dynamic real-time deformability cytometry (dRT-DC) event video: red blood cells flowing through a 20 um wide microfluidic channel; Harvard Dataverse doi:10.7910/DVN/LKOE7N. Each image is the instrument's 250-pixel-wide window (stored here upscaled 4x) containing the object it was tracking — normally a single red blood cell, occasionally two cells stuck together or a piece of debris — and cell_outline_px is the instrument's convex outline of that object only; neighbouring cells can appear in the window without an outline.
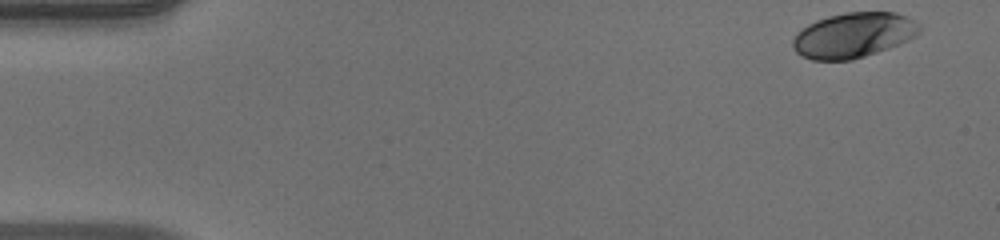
{"species": "human", "species_latin": "Homo sapiens", "temperature_condition": "warm", "stored_images_in_passage": 50, "camera_frame_rate_fps": 3000, "um_per_image_px": 0.085, "donor": {"sex": "male"}, "frame": {"image": 1, "passage_image": 1, "time_ms": 0.0, "image_size_px": [1000, 240], "cell_outline_px": [[920, 32], [916, 36], [900, 44], [852, 60], [812, 60], [796, 52], [792, 48], [792, 40], [796, 32], [808, 24], [816, 20], [828, 16], [848, 12], [896, 12], [920, 24]], "centroid_in_image_um": [72.52, 2.99], "position_along_channel_um": 12.5, "area_um2": 33.29}}
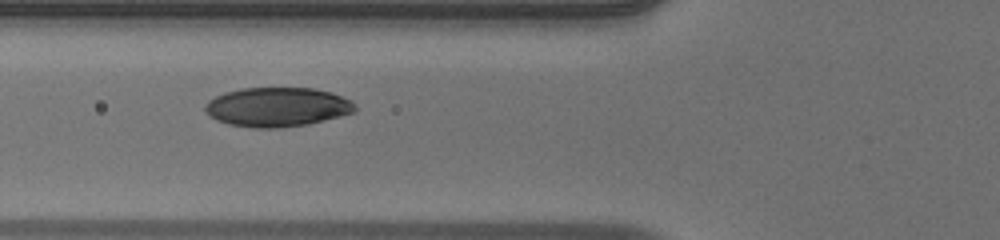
{"frame": {"image": 2, "passage_image": 18, "time_ms": 5.667, "image_size_px": [1000, 240], "cell_outline_px": [[356, 112], [308, 124], [276, 128], [256, 128], [228, 124], [216, 120], [204, 108], [204, 104], [208, 100], [224, 92], [240, 88], [312, 88], [332, 92], [352, 100], [356, 104]], "centroid_in_image_um": [23.59, 9.09], "position_along_channel_um": 102.2, "area_um2": 34.45}}
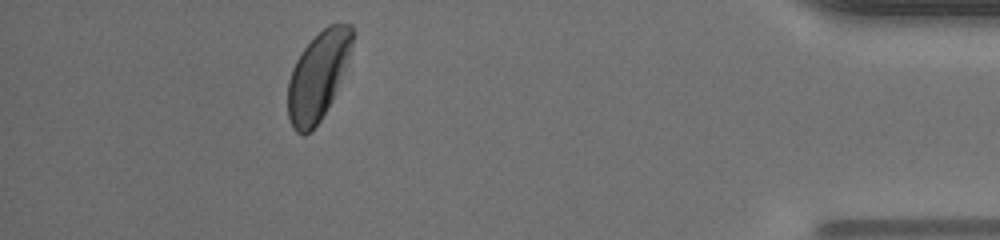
{"frame": {"image": 3, "passage_image": 45, "time_ms": 14.667, "image_size_px": [1000, 240], "cell_outline_px": [[356, 32], [344, 68], [332, 100], [320, 120], [304, 136], [296, 132], [292, 128], [288, 116], [288, 80], [292, 68], [296, 60], [304, 48], [328, 24], [352, 24]], "centroid_in_image_um": [27.02, 6.44], "position_along_channel_um": 408.2, "area_um2": 32.66}, "authors_computed_cell_mechanics": {"area_um2": 34.3621, "velocity_mm_per_s": 3.9732, "shape_relaxation_time_tau1_ms": 2.9541, "shape_relaxation_time_tau2_ms": 0.7428, "deformation_change_tau1": 0.1271, "deformation_change_tau2": 0.0205}}